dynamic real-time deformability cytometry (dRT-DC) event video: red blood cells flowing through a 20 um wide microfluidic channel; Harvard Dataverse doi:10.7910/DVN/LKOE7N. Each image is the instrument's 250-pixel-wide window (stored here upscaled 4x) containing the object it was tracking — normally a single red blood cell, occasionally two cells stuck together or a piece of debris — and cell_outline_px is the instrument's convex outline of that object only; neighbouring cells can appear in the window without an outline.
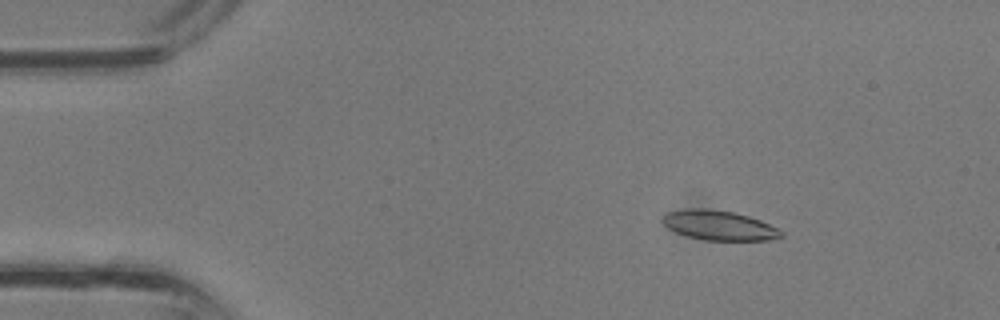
{"species": "common noctule bat (a hibernating species)", "species_latin": "Nyctalus noctula", "temperature_condition": "room temperature", "stored_images_in_passage": 34, "camera_frame_rate_fps": 3000, "um_per_image_px": 0.085, "animal": {"sex": "male", "body_mass_g": 13.3}, "frame": {"image": 1, "passage_image": 3, "time_ms": 0.667, "image_size_px": [1000, 320], "cell_outline_px": [[784, 236], [768, 240], [704, 240], [688, 236], [676, 232], [668, 228], [664, 224], [664, 216], [668, 212], [684, 208], [704, 208], [732, 212], [748, 216], [760, 220], [784, 232]], "centroid_in_image_um": [61.12, 19.15], "position_along_channel_um": 23.9, "area_um2": 20.29}}
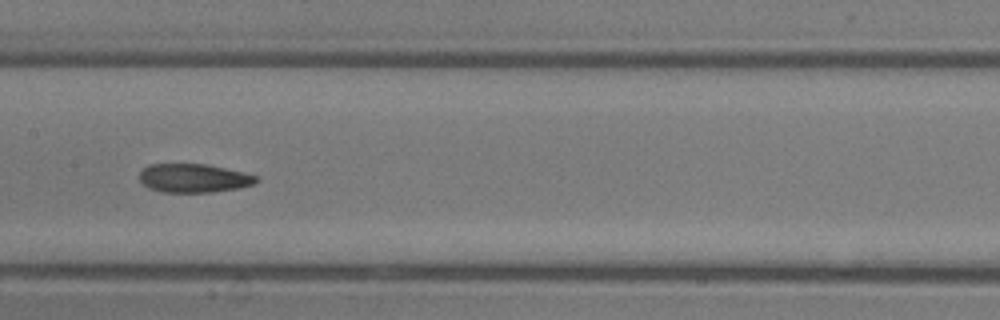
{"frame": {"image": 2, "passage_image": 16, "time_ms": 5.0, "image_size_px": [1000, 320], "cell_outline_px": [[260, 180], [252, 184], [240, 188], [212, 192], [164, 192], [148, 188], [140, 180], [140, 172], [148, 164], [208, 164], [256, 176]], "centroid_in_image_um": [16.45, 15.14], "position_along_channel_um": 191.0, "area_um2": 19.36}}
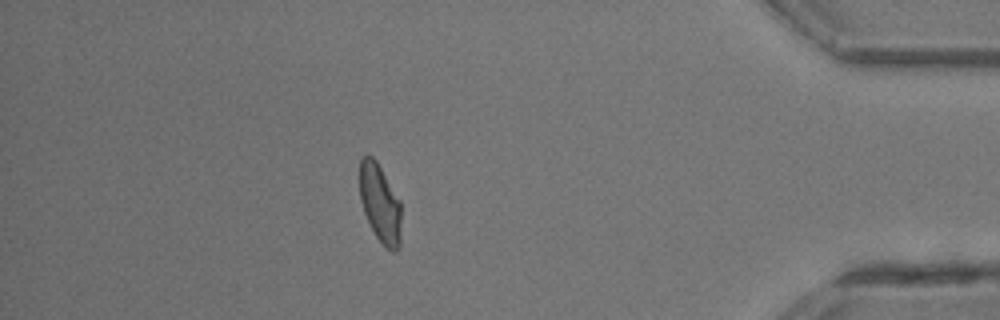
{"frame": {"image": 3, "passage_image": 30, "time_ms": 9.667, "image_size_px": [1000, 320], "cell_outline_px": [[400, 248], [396, 252], [392, 252], [384, 248], [376, 236], [364, 212], [360, 200], [360, 160], [364, 156], [372, 156], [376, 160], [400, 200]], "centroid_in_image_um": [32.31, 17.33], "position_along_channel_um": 402.9, "area_um2": 18.96}}